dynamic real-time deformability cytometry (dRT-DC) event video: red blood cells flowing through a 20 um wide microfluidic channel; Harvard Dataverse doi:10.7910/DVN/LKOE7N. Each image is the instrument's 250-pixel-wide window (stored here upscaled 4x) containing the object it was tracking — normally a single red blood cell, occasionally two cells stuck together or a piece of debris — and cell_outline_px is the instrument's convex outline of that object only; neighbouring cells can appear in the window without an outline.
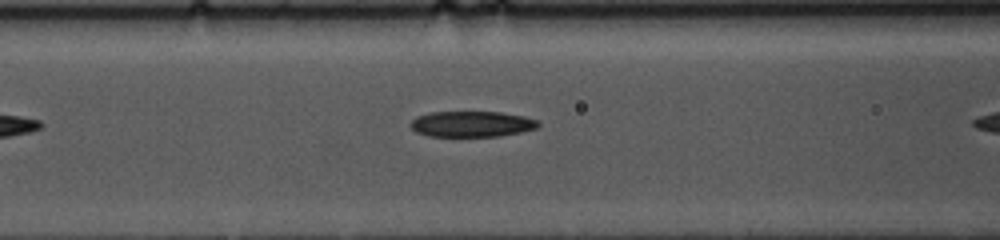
{"species": "common noctule bat (a hibernating species)", "species_latin": "Nyctalus noctula", "temperature_condition": "cold", "stored_images_in_passage": 10, "camera_frame_rate_fps": 3000, "um_per_image_px": 0.085, "animal": {"sex": "female", "body_mass_g": 10.0, "forearm_length_mm": 53.1}, "frame": {"image": 1, "passage_image": 5, "time_ms": 1.333, "image_size_px": [1000, 240], "cell_outline_px": [[540, 124], [536, 128], [520, 132], [500, 136], [428, 136], [416, 132], [408, 124], [416, 116], [432, 112], [500, 112], [524, 116], [540, 120]], "centroid_in_image_um": [40.1, 10.54], "position_along_channel_um": 126.5, "area_um2": 19.25}}
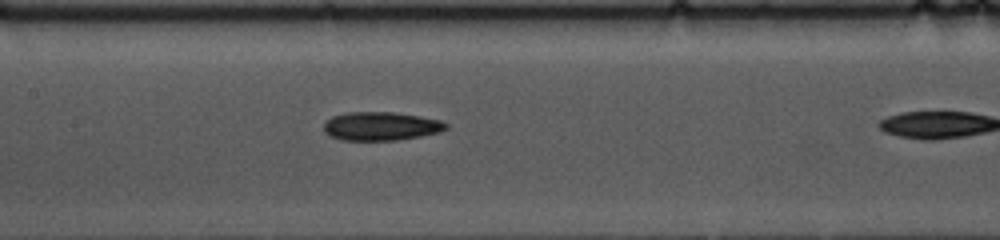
{"frame": {"image": 2, "passage_image": 9, "time_ms": 2.667, "image_size_px": [1000, 240], "cell_outline_px": [[448, 128], [440, 132], [420, 136], [396, 140], [340, 140], [328, 136], [324, 132], [324, 124], [332, 116], [348, 112], [392, 112], [420, 116], [440, 120], [448, 124]], "centroid_in_image_um": [32.37, 10.73], "position_along_channel_um": 175.0, "area_um2": 20.4}}